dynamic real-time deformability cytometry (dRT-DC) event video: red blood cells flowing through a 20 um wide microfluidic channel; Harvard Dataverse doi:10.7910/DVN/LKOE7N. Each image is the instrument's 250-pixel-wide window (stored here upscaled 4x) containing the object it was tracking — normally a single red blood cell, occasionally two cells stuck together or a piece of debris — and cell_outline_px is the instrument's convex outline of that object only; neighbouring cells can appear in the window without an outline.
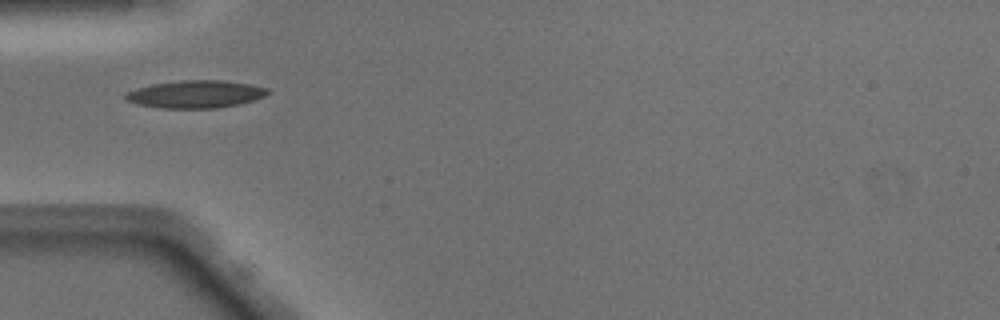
{"species": "Egyptian fruit bat (a non-hibernating species)", "species_latin": "Rousettus aegyptiacus", "temperature_condition": "warm", "stored_images_in_passage": 26, "camera_frame_rate_fps": 3000, "um_per_image_px": 0.085, "animal": {"sex": "male"}, "frame": {"image": 1, "passage_image": 1, "time_ms": 0.0, "image_size_px": [1000, 320], "cell_outline_px": [[272, 92], [264, 96], [240, 104], [220, 108], [160, 108], [136, 104], [128, 100], [124, 96], [128, 92], [136, 88], [152, 84], [184, 80], [220, 80], [248, 84], [268, 88]], "centroid_in_image_um": [16.64, 8.01], "position_along_channel_um": 68.4, "area_um2": 22.77}}
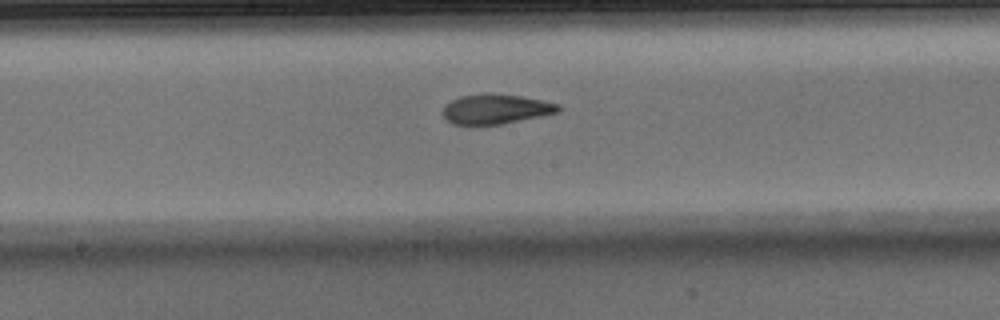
{"frame": {"image": 2, "passage_image": 11, "time_ms": 3.333, "image_size_px": [1000, 320], "cell_outline_px": [[560, 112], [504, 124], [452, 124], [444, 116], [444, 108], [452, 100], [460, 96], [484, 92], [488, 92], [520, 96], [560, 104]], "centroid_in_image_um": [42.18, 9.26], "position_along_channel_um": 206.0, "area_um2": 20.0}}
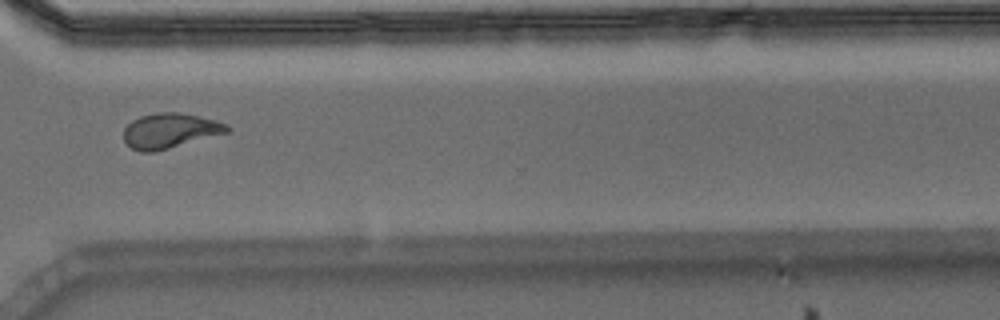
{"frame": {"image": 3, "passage_image": 22, "time_ms": 7.0, "image_size_px": [1000, 320], "cell_outline_px": [[232, 128], [228, 132], [168, 148], [152, 152], [140, 152], [132, 148], [124, 140], [124, 128], [132, 120], [140, 116], [156, 112], [180, 112], [200, 116], [216, 120], [228, 124]], "centroid_in_image_um": [14.45, 11.09], "position_along_channel_um": 356.1, "area_um2": 21.04}}